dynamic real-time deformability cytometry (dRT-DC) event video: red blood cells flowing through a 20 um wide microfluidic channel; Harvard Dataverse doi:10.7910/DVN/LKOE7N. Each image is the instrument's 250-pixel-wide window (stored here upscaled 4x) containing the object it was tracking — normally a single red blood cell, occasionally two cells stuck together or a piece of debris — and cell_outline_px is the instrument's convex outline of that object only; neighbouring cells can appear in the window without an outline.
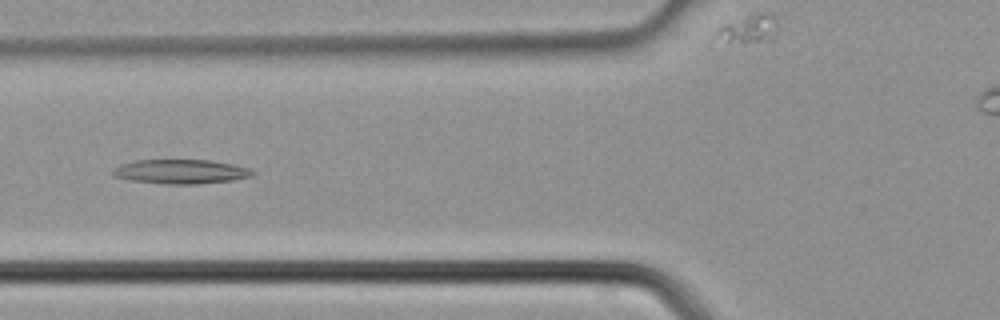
{"species": "common noctule bat (a hibernating species)", "species_latin": "Nyctalus noctula", "temperature_condition": "cold", "stored_images_in_passage": 4, "camera_frame_rate_fps": 3000, "um_per_image_px": 0.085, "animal": {"sex": "male", "body_mass_g": 21.5, "forearm_length_mm": 52.0}, "frame": {"image": 1, "passage_image": 3, "time_ms": 0.667, "image_size_px": [1000, 320], "cell_outline_px": [[256, 172], [252, 176], [232, 180], [196, 184], [160, 184], [132, 180], [112, 176], [112, 172], [120, 164], [136, 160], [212, 160], [252, 168]], "centroid_in_image_um": [15.4, 14.58], "position_along_channel_um": 110.4, "area_um2": 19.88}}